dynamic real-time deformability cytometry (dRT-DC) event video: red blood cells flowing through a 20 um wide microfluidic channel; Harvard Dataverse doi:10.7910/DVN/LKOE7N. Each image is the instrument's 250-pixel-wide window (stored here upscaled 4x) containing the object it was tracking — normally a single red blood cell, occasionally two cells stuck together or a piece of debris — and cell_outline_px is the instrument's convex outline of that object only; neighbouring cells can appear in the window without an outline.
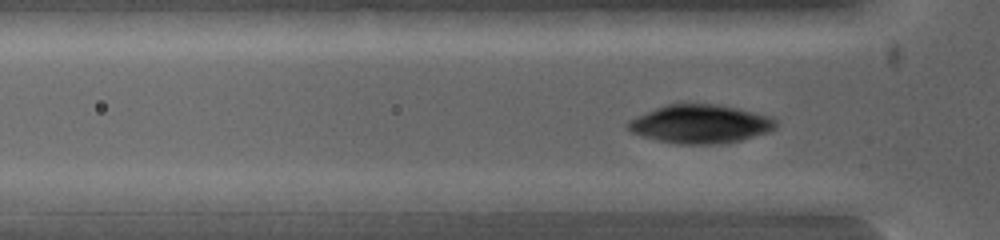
{"species": "common noctule bat (a hibernating species)", "species_latin": "Nyctalus noctula", "temperature_condition": "warm", "stored_images_in_passage": 7, "camera_frame_rate_fps": 5000, "um_per_image_px": 0.085, "animal": {"sex": "female", "body_mass_g": 19.0, "forearm_length_mm": 53.3}, "frame": {"image": 1, "passage_image": 5, "time_ms": 0.8, "image_size_px": [1000, 240], "cell_outline_px": [[268, 212], [188, 212], [184, 208], [176, 196], [188, 192], [236, 192], [256, 196], [264, 200], [268, 208]], "centroid_in_image_um": [18.85, 17.2], "position_along_channel_um": 106.9, "area_um2": 11.5}}